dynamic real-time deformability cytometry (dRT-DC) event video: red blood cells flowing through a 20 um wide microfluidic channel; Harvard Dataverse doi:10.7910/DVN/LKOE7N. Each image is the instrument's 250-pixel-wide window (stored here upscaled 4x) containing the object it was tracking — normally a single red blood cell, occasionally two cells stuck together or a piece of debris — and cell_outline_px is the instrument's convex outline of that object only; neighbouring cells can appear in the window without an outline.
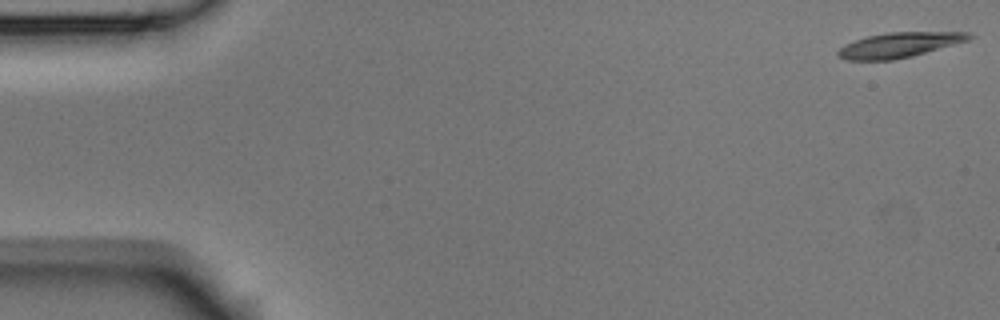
{"species": "Egyptian fruit bat (a non-hibernating species)", "species_latin": "Rousettus aegyptiacus", "temperature_condition": "room temperature", "stored_images_in_passage": 5, "camera_frame_rate_fps": 3000, "um_per_image_px": 0.085, "animal": {"sex": "male"}, "frame": {"image": 1, "passage_image": 1, "time_ms": 0.0, "image_size_px": [1000, 320], "cell_outline_px": [[976, 36], [968, 40], [912, 56], [892, 60], [848, 60], [836, 56], [836, 52], [844, 44], [868, 36], [888, 32], [968, 32]], "centroid_in_image_um": [76.42, 3.82], "position_along_channel_um": 8.6, "area_um2": 19.02}}
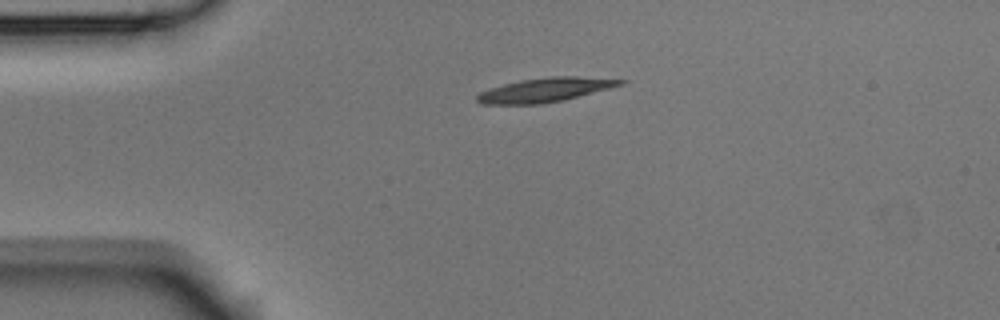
{"frame": {"image": 2, "passage_image": 4, "time_ms": 1.0, "image_size_px": [1000, 320], "cell_outline_px": [[628, 80], [624, 84], [564, 100], [540, 104], [480, 104], [476, 100], [476, 96], [480, 92], [504, 84], [520, 80], [552, 76], [572, 76]], "centroid_in_image_um": [46.33, 7.64], "position_along_channel_um": 38.7, "area_um2": 19.94}}